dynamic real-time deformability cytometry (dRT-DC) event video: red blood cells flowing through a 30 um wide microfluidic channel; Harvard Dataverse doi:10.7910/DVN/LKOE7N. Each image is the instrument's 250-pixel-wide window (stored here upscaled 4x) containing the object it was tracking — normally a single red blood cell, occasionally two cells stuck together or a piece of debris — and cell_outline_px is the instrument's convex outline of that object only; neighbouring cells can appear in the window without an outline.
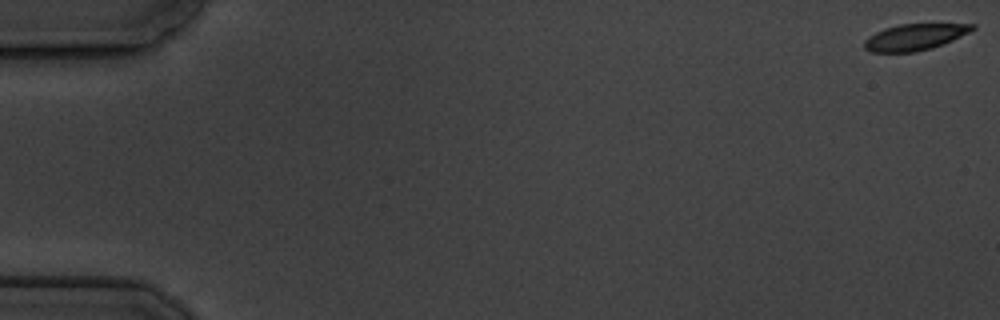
{"species": "common noctule bat (a hibernating species)", "species_latin": "Nyctalus noctula", "temperature_condition": "cold", "stored_images_in_passage": 5, "camera_frame_rate_fps": 3000, "um_per_image_px": 0.085, "animal": {"sex": "male", "body_mass_g": 19.5, "forearm_length_mm": 54.6}, "frame": {"image": 1, "passage_image": 1, "time_ms": 0.0, "image_size_px": [1000, 320], "cell_outline_px": [[976, 28], [952, 40], [932, 48], [916, 52], [872, 52], [864, 48], [864, 40], [868, 36], [884, 28], [900, 24], [976, 24]], "centroid_in_image_um": [77.72, 3.15], "position_along_channel_um": 7.3, "area_um2": 16.47}}
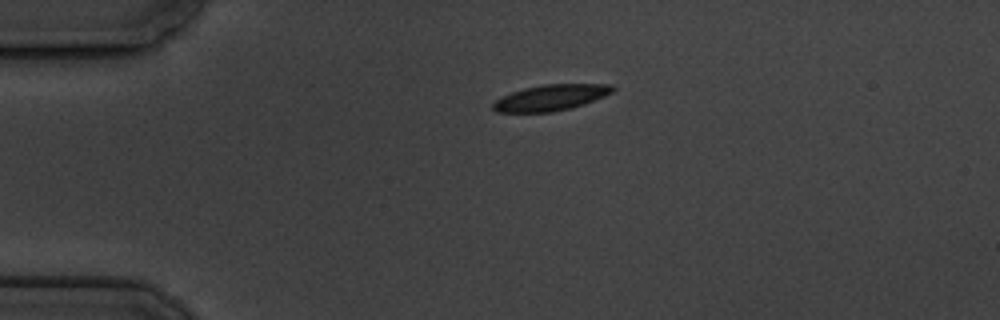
{"frame": {"image": 2, "passage_image": 4, "time_ms": 4.333, "image_size_px": [1000, 320], "cell_outline_px": [[616, 88], [612, 92], [604, 96], [584, 104], [572, 108], [552, 112], [496, 112], [492, 108], [492, 104], [500, 96], [524, 88], [544, 84], [612, 84]], "centroid_in_image_um": [46.81, 8.3], "position_along_channel_um": 38.2, "area_um2": 18.15}}